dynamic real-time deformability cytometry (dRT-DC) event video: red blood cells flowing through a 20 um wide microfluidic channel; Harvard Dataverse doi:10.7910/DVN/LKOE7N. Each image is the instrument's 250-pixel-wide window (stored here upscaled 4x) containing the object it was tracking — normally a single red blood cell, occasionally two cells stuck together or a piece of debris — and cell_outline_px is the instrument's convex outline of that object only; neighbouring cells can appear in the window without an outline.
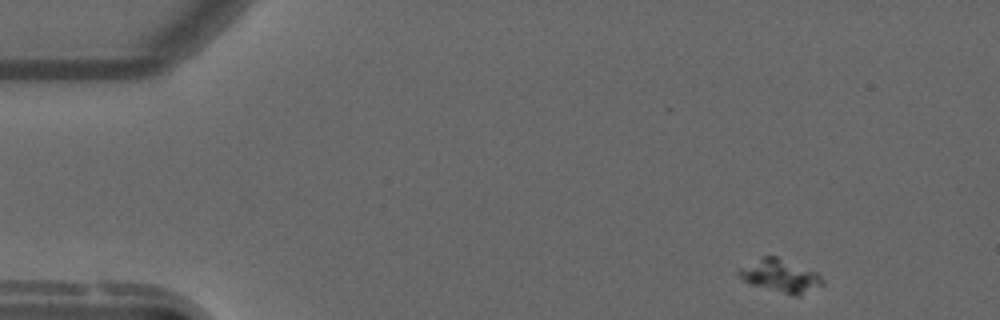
{"species": "common noctule bat (a hibernating species)", "species_latin": "Nyctalus noctula", "temperature_condition": "warm", "stored_images_in_passage": 51, "camera_frame_rate_fps": 3000, "um_per_image_px": 0.085, "animal": {"sex": "male", "forearm_length_mm": 52.5}, "frame": {"image": 1, "passage_image": 1, "time_ms": 0.0, "image_size_px": [1000, 320], "cell_outline_px": [[824, 284], [800, 296], [796, 296], [748, 284], [736, 272], [740, 268], [764, 256], [776, 256], [816, 272], [824, 280]], "centroid_in_image_um": [66.34, 23.46], "position_along_channel_um": 18.7, "area_um2": 15.84}}
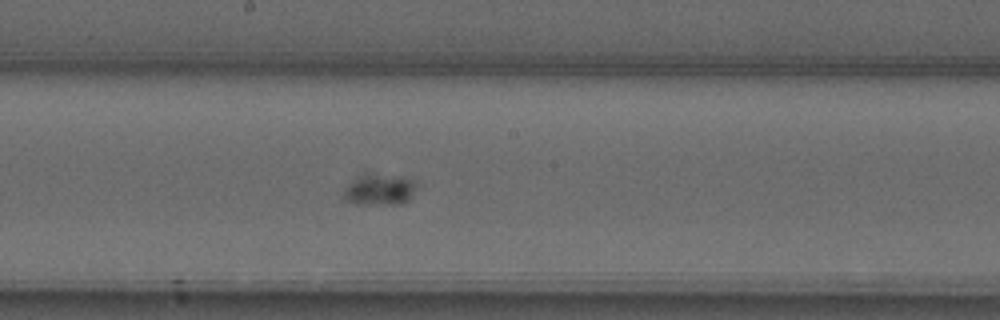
{"frame": {"image": 2, "passage_image": 25, "time_ms": 8.0, "image_size_px": [1000, 320], "cell_outline_px": [[416, 184], [408, 200], [404, 204], [352, 204], [344, 200], [344, 188], [352, 180], [364, 172], [368, 172], [416, 180]], "centroid_in_image_um": [32.19, 16.11], "position_along_channel_um": 216.0, "area_um2": 13.35}}
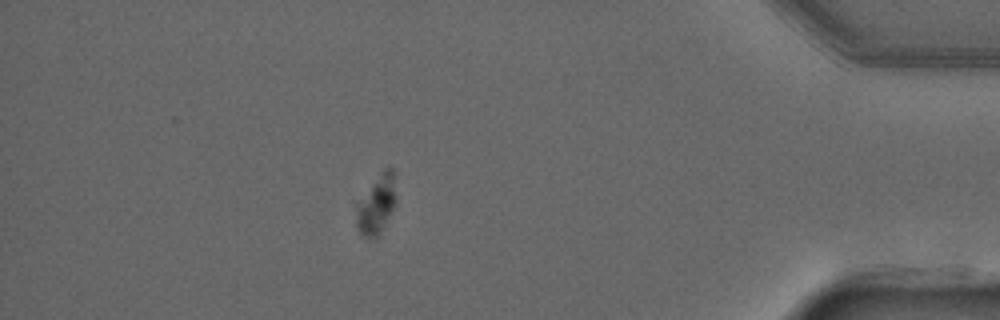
{"frame": {"image": 3, "passage_image": 44, "time_ms": 14.333, "image_size_px": [1000, 320], "cell_outline_px": [[396, 204], [376, 236], [364, 236], [356, 228], [356, 204], [384, 168], [392, 168], [396, 172]], "centroid_in_image_um": [32.03, 17.3], "position_along_channel_um": 403.2, "area_um2": 13.41}}